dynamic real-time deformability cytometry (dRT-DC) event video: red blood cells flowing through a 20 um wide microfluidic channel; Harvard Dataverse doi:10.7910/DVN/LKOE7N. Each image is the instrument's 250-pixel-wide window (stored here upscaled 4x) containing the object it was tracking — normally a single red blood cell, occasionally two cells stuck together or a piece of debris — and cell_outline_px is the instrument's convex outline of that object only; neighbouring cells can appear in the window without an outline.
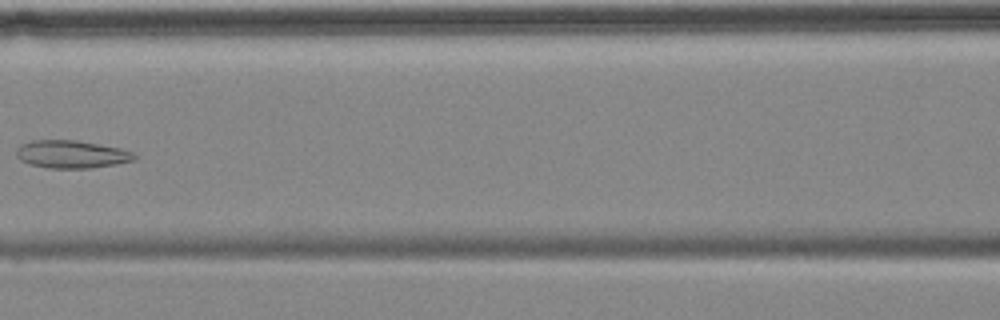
{"species": "common noctule bat (a hibernating species)", "species_latin": "Nyctalus noctula", "temperature_condition": "cold", "stored_images_in_passage": 8, "camera_frame_rate_fps": 3000, "um_per_image_px": 0.085, "animal": {"sex": "female", "body_mass_g": 18.4}, "frame": {"image": 1, "passage_image": 7, "time_ms": 7.0, "image_size_px": [1000, 320], "cell_outline_px": [[140, 156], [136, 160], [116, 164], [92, 168], [48, 168], [28, 164], [20, 160], [16, 156], [16, 148], [20, 144], [32, 140], [76, 140], [100, 144], [120, 148], [132, 152]], "centroid_in_image_um": [6.09, 13.11], "position_along_channel_um": 160.5, "area_um2": 19.42}}
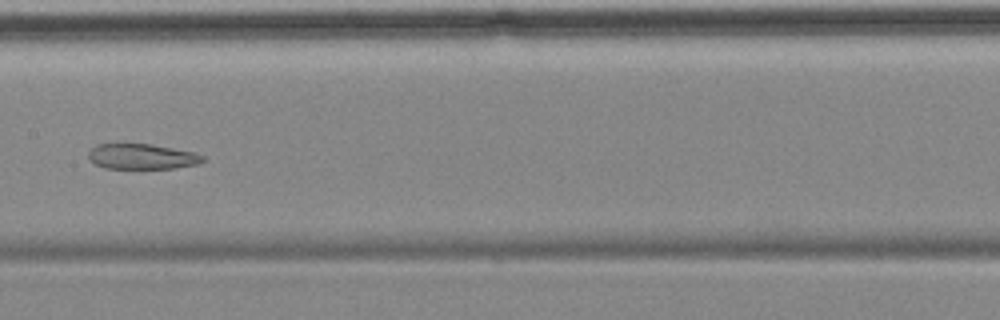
{"frame": {"image": 2, "passage_image": 8, "time_ms": 8.0, "image_size_px": [1000, 320], "cell_outline_px": [[204, 160], [196, 164], [176, 168], [104, 168], [88, 160], [88, 152], [96, 144], [116, 140], [152, 144], [196, 152], [204, 156]], "centroid_in_image_um": [11.98, 13.24], "position_along_channel_um": 195.4, "area_um2": 17.74}}